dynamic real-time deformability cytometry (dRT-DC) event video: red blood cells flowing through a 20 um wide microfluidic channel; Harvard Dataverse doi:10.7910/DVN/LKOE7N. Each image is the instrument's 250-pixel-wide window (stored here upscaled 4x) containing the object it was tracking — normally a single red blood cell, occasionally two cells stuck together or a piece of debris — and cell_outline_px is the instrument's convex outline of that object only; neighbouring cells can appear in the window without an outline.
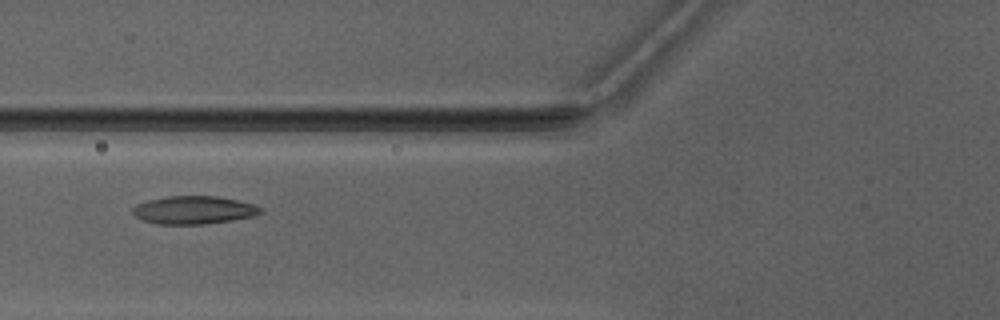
{"species": "Egyptian fruit bat (a non-hibernating species)", "species_latin": "Rousettus aegyptiacus", "temperature_condition": "warm", "stored_images_in_passage": 2, "camera_frame_rate_fps": 3000, "um_per_image_px": 0.085, "animal": {"sex": "male"}, "frame": {"image": 1, "passage_image": 2, "time_ms": 1.0, "image_size_px": [1000, 320], "cell_outline_px": [[260, 212], [256, 216], [232, 220], [204, 224], [156, 224], [140, 220], [132, 212], [132, 208], [136, 204], [148, 200], [168, 196], [216, 196], [240, 200], [256, 204], [260, 208]], "centroid_in_image_um": [16.46, 17.85], "position_along_channel_um": 109.3, "area_um2": 21.04}}